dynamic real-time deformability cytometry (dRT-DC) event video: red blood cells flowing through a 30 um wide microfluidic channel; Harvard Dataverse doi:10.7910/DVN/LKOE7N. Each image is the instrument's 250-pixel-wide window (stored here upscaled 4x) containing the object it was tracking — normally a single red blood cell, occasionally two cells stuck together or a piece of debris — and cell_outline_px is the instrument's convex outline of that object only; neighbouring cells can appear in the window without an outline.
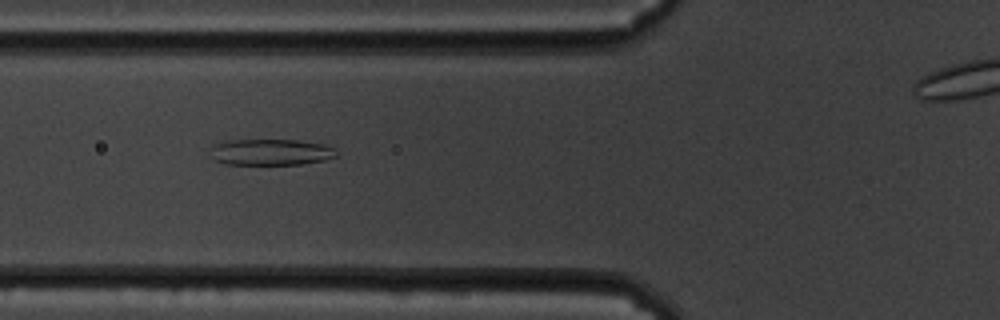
{"species": "common noctule bat (a hibernating species)", "species_latin": "Nyctalus noctula", "temperature_condition": "cold", "stored_images_in_passage": 53, "camera_frame_rate_fps": 3000, "um_per_image_px": 0.085, "animal": {"sex": "male", "body_mass_g": 19.5, "forearm_length_mm": 54.6}, "frame": {"image": 1, "passage_image": 22, "time_ms": 7.0, "image_size_px": [1000, 320], "cell_outline_px": [[336, 156], [324, 160], [304, 164], [224, 164], [216, 160], [212, 156], [212, 144], [228, 140], [296, 140], [324, 144], [336, 148]], "centroid_in_image_um": [23.03, 12.92], "position_along_channel_um": 102.8, "area_um2": 19.25}}
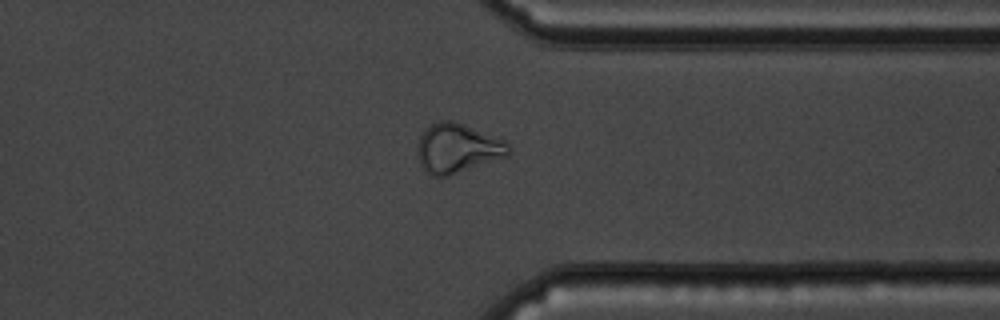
{"frame": {"image": 2, "passage_image": 46, "time_ms": 15.0, "image_size_px": [1000, 320], "cell_outline_px": [[512, 152], [508, 156], [448, 176], [432, 176], [420, 164], [416, 152], [420, 136], [424, 128], [440, 120], [452, 120], [464, 124], [504, 140], [508, 144]], "centroid_in_image_um": [38.88, 12.59], "position_along_channel_um": 372.5, "area_um2": 26.24}}
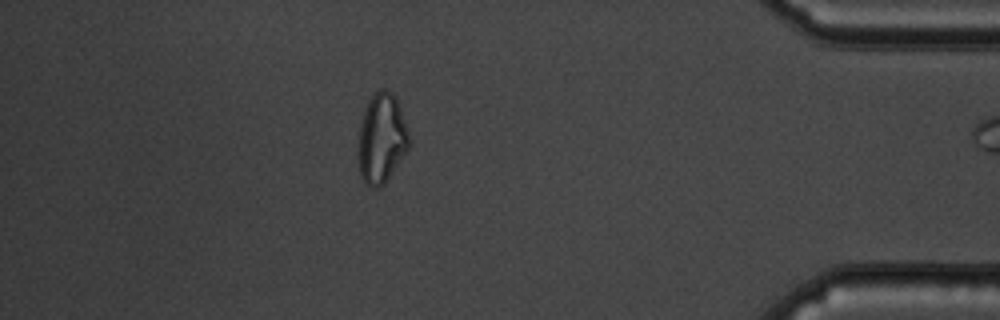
{"frame": {"image": 3, "passage_image": 52, "time_ms": 17.0, "image_size_px": [1000, 320], "cell_outline_px": [[412, 144], [384, 184], [380, 188], [372, 188], [364, 184], [360, 176], [356, 148], [356, 144], [360, 124], [364, 108], [368, 100], [380, 88], [384, 88], [392, 92], [396, 96]], "centroid_in_image_um": [32.4, 11.79], "position_along_channel_um": 402.8, "area_um2": 27.34}}